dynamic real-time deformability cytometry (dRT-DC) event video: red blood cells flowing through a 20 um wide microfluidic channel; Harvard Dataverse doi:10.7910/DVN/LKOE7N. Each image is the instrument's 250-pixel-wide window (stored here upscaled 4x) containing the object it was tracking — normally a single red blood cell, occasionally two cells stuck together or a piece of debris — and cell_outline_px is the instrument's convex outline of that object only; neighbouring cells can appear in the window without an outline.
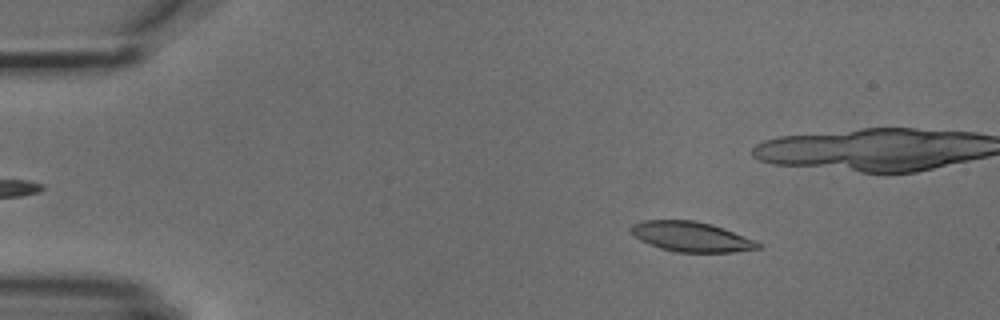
{"species": "common noctule bat (a hibernating species)", "species_latin": "Nyctalus noctula", "temperature_condition": "cold", "stored_images_in_passage": 5, "camera_frame_rate_fps": 3000, "um_per_image_px": 0.085, "animal": {"sex": "male", "body_mass_g": 18.8}, "frame": {"image": 1, "passage_image": 2, "time_ms": 1.0, "image_size_px": [1000, 320], "cell_outline_px": [[764, 244], [760, 248], [732, 252], [676, 252], [660, 248], [640, 240], [628, 228], [632, 224], [644, 220], [692, 220], [712, 224], [724, 228], [756, 240]], "centroid_in_image_um": [58.79, 20.11], "position_along_channel_um": 26.2, "area_um2": 22.25}}